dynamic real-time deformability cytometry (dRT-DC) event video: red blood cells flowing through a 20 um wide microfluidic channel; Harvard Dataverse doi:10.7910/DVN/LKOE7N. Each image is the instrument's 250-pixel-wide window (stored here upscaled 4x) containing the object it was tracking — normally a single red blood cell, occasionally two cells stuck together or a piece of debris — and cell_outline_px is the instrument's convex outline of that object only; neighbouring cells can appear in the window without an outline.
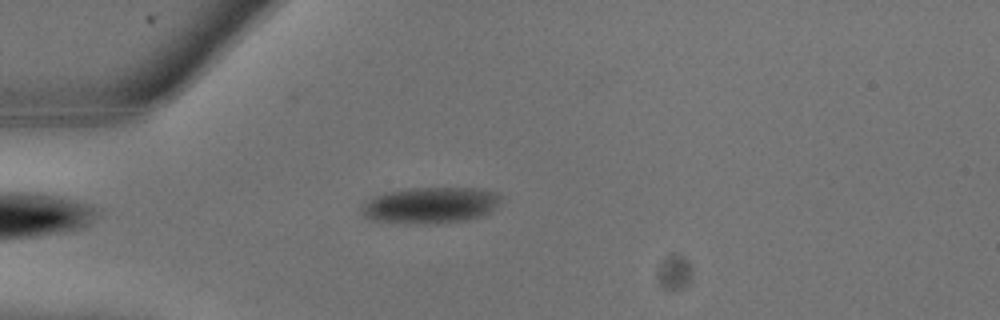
{"species": "common noctule bat (a hibernating species)", "species_latin": "Nyctalus noctula", "temperature_condition": "warm", "stored_images_in_passage": 6, "camera_frame_rate_fps": 3000, "um_per_image_px": 0.085, "animal": {"sex": "male", "body_mass_g": 13.3}, "frame": {"image": 1, "passage_image": 2, "time_ms": 0.333, "image_size_px": [1000, 320], "cell_outline_px": [[500, 196], [492, 208], [484, 216], [468, 220], [436, 224], [404, 224], [368, 220], [364, 216], [364, 208], [368, 200], [376, 196], [388, 192], [412, 188], [476, 188], [496, 192]], "centroid_in_image_um": [36.58, 17.47], "position_along_channel_um": 48.4, "area_um2": 29.19}}
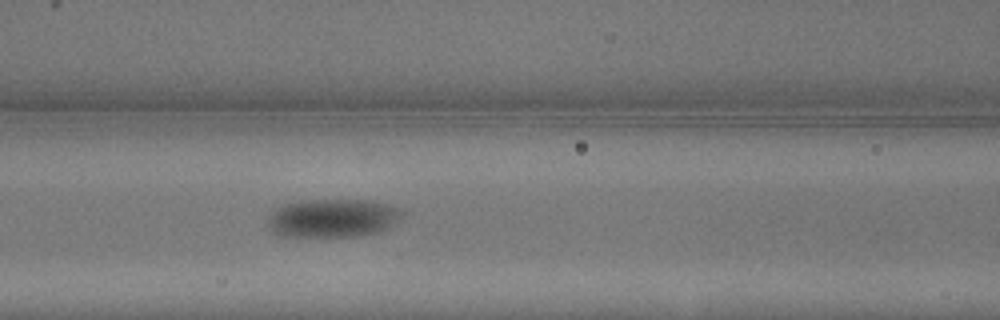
{"frame": {"image": 2, "passage_image": 6, "time_ms": 1.667, "image_size_px": [1000, 320], "cell_outline_px": [[404, 212], [388, 228], [380, 232], [360, 236], [280, 236], [272, 232], [268, 228], [268, 220], [272, 212], [276, 208], [284, 204], [300, 200], [364, 200], [388, 204], [400, 208]], "centroid_in_image_um": [28.25, 18.54], "position_along_channel_um": 138.3, "area_um2": 30.11}}